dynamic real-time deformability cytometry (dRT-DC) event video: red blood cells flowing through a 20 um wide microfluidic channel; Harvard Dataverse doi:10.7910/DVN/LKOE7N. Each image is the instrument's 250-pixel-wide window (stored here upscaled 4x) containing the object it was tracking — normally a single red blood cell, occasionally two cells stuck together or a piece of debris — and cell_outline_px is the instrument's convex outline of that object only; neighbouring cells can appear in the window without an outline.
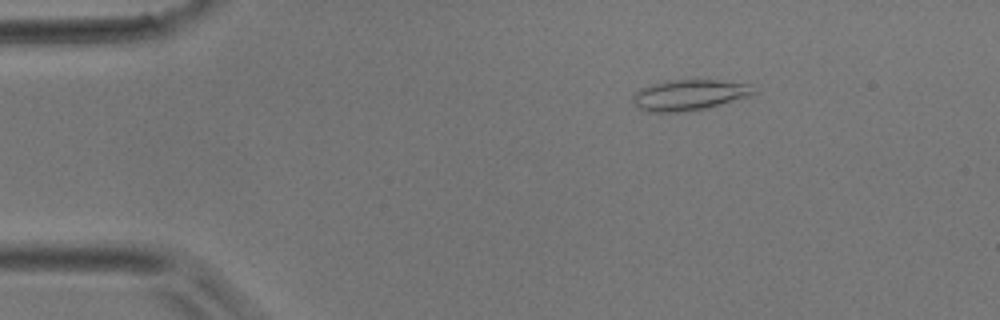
{"species": "common noctule bat (a hibernating species)", "species_latin": "Nyctalus noctula", "temperature_condition": "room temperature", "stored_images_in_passage": 3, "camera_frame_rate_fps": 3000, "um_per_image_px": 0.085, "animal": {"sex": "male", "body_mass_g": 17.9}, "frame": {"image": 1, "passage_image": 2, "time_ms": 0.333, "image_size_px": [1000, 320], "cell_outline_px": [[756, 92], [748, 96], [708, 108], [680, 112], [648, 112], [640, 108], [632, 100], [632, 96], [640, 88], [648, 84], [664, 80], [720, 80], [752, 84]], "centroid_in_image_um": [58.57, 8.06], "position_along_channel_um": 26.4, "area_um2": 21.79}}